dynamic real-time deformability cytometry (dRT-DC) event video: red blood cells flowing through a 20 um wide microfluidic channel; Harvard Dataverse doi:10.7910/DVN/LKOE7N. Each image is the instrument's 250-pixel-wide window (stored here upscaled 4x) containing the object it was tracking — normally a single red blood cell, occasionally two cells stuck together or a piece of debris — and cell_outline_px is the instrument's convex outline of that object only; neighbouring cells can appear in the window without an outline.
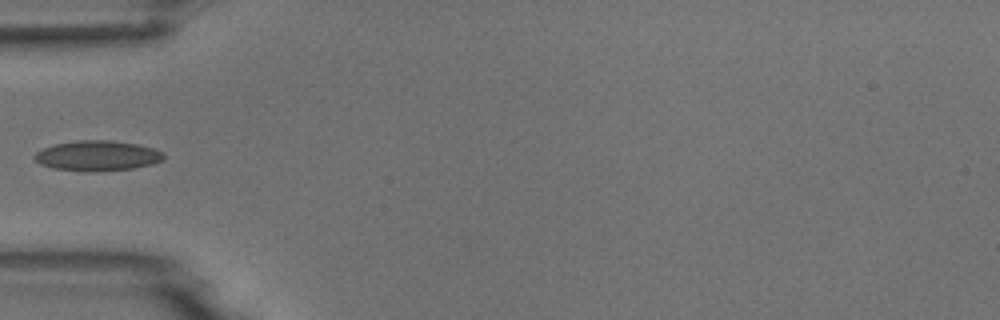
{"species": "common noctule bat (a hibernating species)", "species_latin": "Nyctalus noctula", "temperature_condition": "room temperature", "stored_images_in_passage": 4, "camera_frame_rate_fps": 3000, "um_per_image_px": 0.085, "animal": {"sex": "male", "body_mass_g": 18.8}, "frame": {"image": 1, "passage_image": 4, "time_ms": 3.667, "image_size_px": [1000, 320], "cell_outline_px": [[164, 160], [152, 164], [132, 168], [92, 172], [84, 172], [52, 168], [40, 164], [32, 156], [36, 152], [52, 144], [80, 140], [108, 140], [136, 144], [152, 148], [164, 152]], "centroid_in_image_um": [8.25, 13.24], "position_along_channel_um": 76.7, "area_um2": 22.83}}